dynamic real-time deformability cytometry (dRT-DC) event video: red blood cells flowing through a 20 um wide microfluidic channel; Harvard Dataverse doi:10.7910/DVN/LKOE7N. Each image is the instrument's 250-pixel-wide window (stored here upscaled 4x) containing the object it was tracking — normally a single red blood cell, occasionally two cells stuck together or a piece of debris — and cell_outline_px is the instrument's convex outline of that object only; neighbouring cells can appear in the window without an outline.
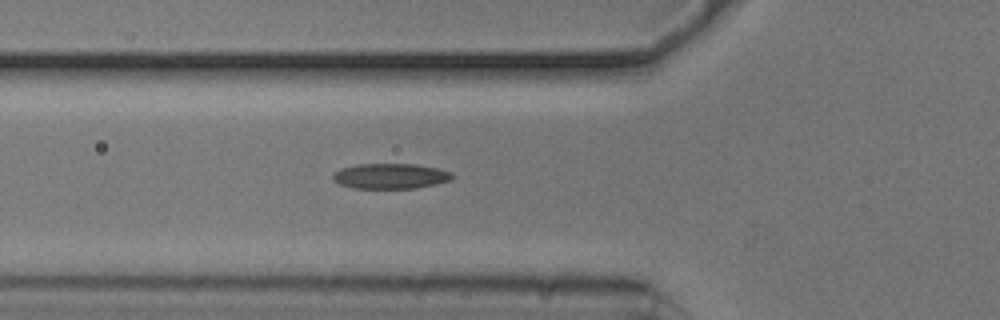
{"species": "common noctule bat (a hibernating species)", "species_latin": "Nyctalus noctula", "temperature_condition": "cold", "stored_images_in_passage": 36, "camera_frame_rate_fps": 3000, "um_per_image_px": 0.085, "animal": {"sex": "male", "body_mass_g": 20.5, "forearm_length_mm": 52.5}, "frame": {"image": 1, "passage_image": 6, "time_ms": 1.667, "image_size_px": [1000, 320], "cell_outline_px": [[456, 176], [452, 180], [436, 184], [416, 188], [352, 188], [340, 184], [332, 180], [332, 172], [340, 168], [356, 164], [416, 164], [436, 168], [452, 172]], "centroid_in_image_um": [33.18, 14.96], "position_along_channel_um": 92.6, "area_um2": 17.86}}
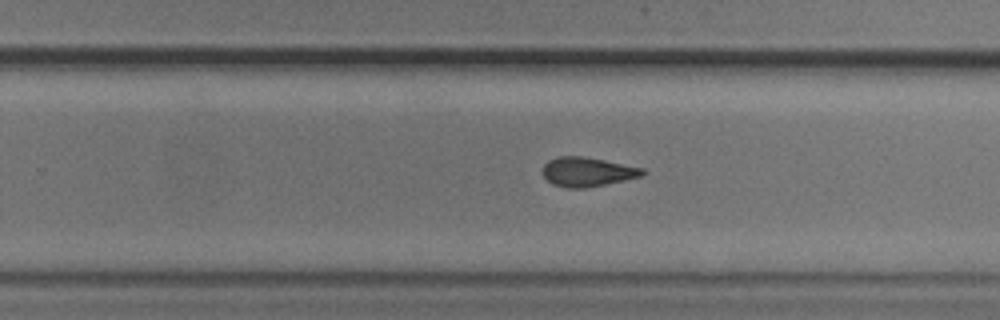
{"frame": {"image": 2, "passage_image": 21, "time_ms": 6.667, "image_size_px": [1000, 320], "cell_outline_px": [[648, 172], [640, 176], [624, 180], [584, 188], [568, 188], [552, 184], [540, 172], [544, 164], [548, 160], [556, 156], [584, 156], [644, 168]], "centroid_in_image_um": [49.89, 14.59], "position_along_channel_um": 279.9, "area_um2": 17.11}}
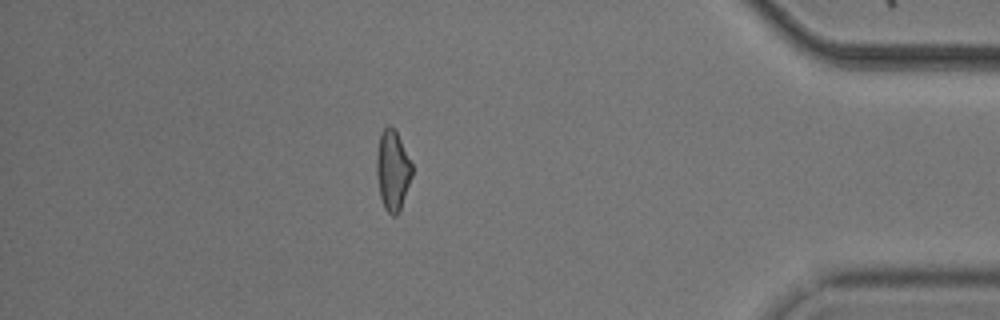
{"frame": {"image": 3, "passage_image": 34, "time_ms": 11.0, "image_size_px": [1000, 320], "cell_outline_px": [[412, 176], [400, 208], [396, 216], [392, 216], [384, 208], [380, 196], [376, 176], [376, 156], [380, 132], [388, 124], [396, 132], [412, 164]], "centroid_in_image_um": [33.35, 14.48], "position_along_channel_um": 401.9, "area_um2": 16.42}, "authors_computed_cell_mechanics": {"area_um2": 17.1377, "velocity_mm_per_s": 3.7328, "shape_relaxation_time_tau1_ms": 4.8859, "shape_relaxation_time_tau2_ms": 2.5814, "deformation_change_tau1": 0.1467, "deformation_change_tau2": 0.1034}}